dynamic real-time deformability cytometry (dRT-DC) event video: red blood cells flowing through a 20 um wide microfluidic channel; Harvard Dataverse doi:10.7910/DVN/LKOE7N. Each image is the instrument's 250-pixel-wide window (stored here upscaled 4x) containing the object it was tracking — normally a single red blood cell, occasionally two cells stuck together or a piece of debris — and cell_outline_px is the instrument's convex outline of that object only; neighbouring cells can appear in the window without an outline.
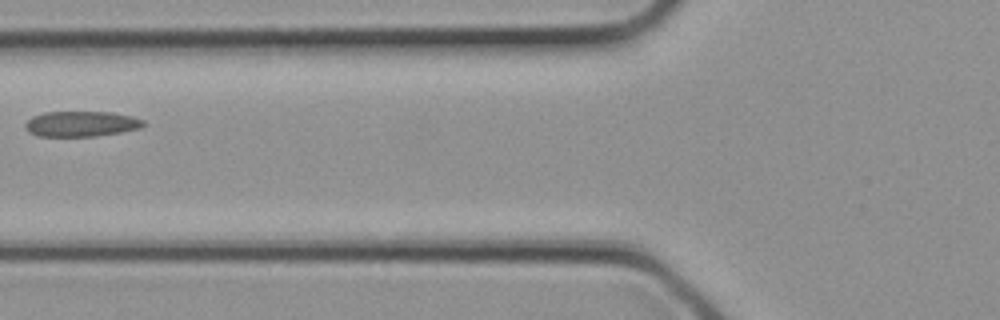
{"species": "common noctule bat (a hibernating species)", "species_latin": "Nyctalus noctula", "temperature_condition": "cold", "stored_images_in_passage": 2, "camera_frame_rate_fps": 3000, "um_per_image_px": 0.085, "animal": {"sex": "female", "body_mass_g": 21.9}, "frame": {"image": 1, "passage_image": 2, "time_ms": 0.333, "image_size_px": [1000, 320], "cell_outline_px": [[144, 124], [140, 128], [120, 132], [96, 136], [36, 136], [28, 132], [24, 128], [24, 124], [32, 116], [44, 112], [112, 112], [132, 116], [144, 120]], "centroid_in_image_um": [6.86, 10.53], "position_along_channel_um": 118.9, "area_um2": 17.57}}